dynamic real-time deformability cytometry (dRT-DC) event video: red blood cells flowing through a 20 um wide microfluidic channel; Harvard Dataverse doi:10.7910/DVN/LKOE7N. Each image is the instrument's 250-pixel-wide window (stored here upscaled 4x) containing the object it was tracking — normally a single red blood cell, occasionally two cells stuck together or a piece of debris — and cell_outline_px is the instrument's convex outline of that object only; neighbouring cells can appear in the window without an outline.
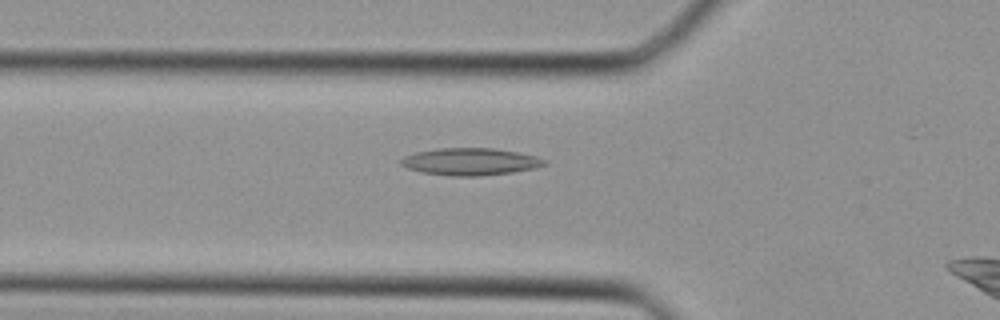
{"species": "Egyptian fruit bat (a non-hibernating species)", "species_latin": "Rousettus aegyptiacus", "temperature_condition": "cold", "stored_images_in_passage": 5, "camera_frame_rate_fps": 3000, "um_per_image_px": 0.085, "animal": {"sex": "female"}, "frame": {"image": 1, "passage_image": 2, "time_ms": 0.333, "image_size_px": [1000, 320], "cell_outline_px": [[548, 164], [536, 168], [512, 172], [480, 176], [452, 176], [424, 172], [408, 168], [400, 164], [400, 160], [404, 156], [416, 152], [436, 148], [492, 148], [516, 152], [536, 156], [548, 160]], "centroid_in_image_um": [40.01, 13.74], "position_along_channel_um": 85.8, "area_um2": 22.72}}
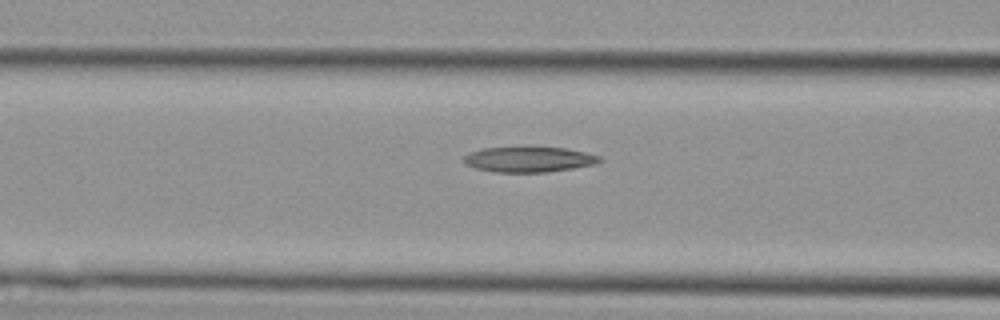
{"frame": {"image": 2, "passage_image": 4, "time_ms": 1.0, "image_size_px": [1000, 320], "cell_outline_px": [[604, 160], [596, 164], [548, 172], [496, 172], [476, 168], [468, 164], [464, 160], [464, 156], [468, 152], [484, 148], [524, 144], [528, 144], [564, 148], [584, 152], [600, 156]], "centroid_in_image_um": [44.97, 13.49], "position_along_channel_um": 121.6, "area_um2": 20.92}}